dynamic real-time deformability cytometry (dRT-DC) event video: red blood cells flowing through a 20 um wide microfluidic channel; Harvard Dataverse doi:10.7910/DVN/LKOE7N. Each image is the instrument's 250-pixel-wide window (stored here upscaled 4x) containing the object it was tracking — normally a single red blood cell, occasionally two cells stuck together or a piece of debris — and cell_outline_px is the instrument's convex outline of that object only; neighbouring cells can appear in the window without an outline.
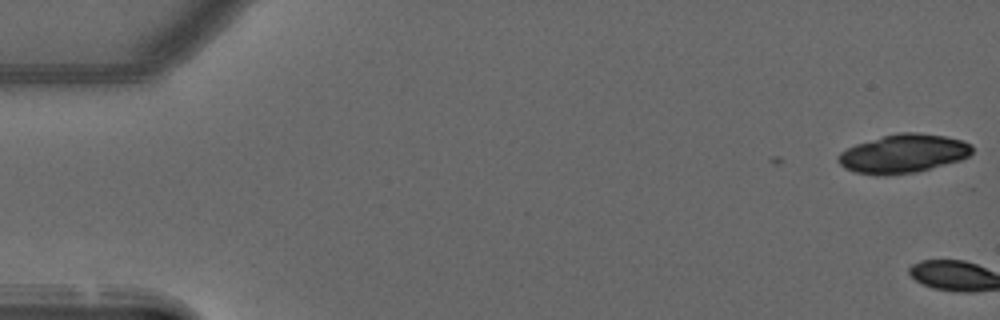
{"species": "common noctule bat (a hibernating species)", "species_latin": "Nyctalus noctula", "temperature_condition": "warm", "stored_images_in_passage": 2, "camera_frame_rate_fps": 3000, "um_per_image_px": 0.085, "animal": {"sex": "male", "forearm_length_mm": 52.5}, "frame": {"image": 1, "passage_image": 1, "time_ms": 0.0, "image_size_px": [1000, 320], "cell_outline_px": [[972, 148], [964, 156], [920, 168], [900, 172], [864, 172], [852, 168], [844, 164], [840, 160], [840, 156], [852, 148], [888, 136], [936, 136], [956, 140], [968, 144]], "centroid_in_image_um": [76.78, 13.04], "position_along_channel_um": 8.2, "area_um2": 24.85}}